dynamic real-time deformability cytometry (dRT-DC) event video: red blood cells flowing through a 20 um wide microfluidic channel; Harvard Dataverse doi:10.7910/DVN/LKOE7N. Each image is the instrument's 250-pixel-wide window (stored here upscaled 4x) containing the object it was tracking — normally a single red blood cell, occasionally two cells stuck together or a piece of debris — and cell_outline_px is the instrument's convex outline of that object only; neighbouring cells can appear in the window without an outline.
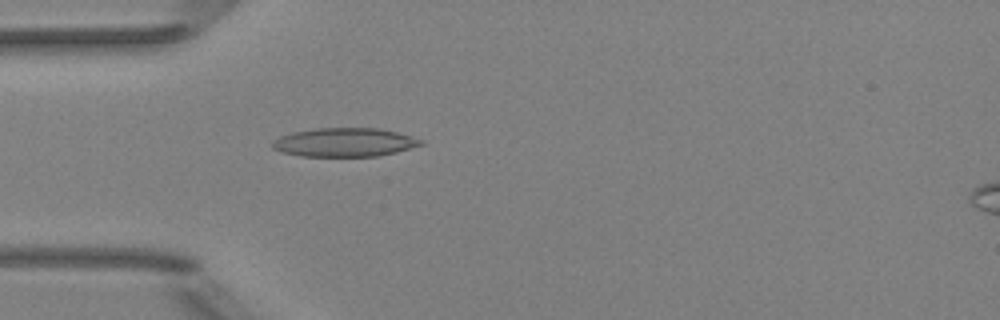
{"species": "Egyptian fruit bat (a non-hibernating species)", "species_latin": "Rousettus aegyptiacus", "temperature_condition": "room temperature", "stored_images_in_passage": 51, "camera_frame_rate_fps": 3000, "um_per_image_px": 0.085, "animal": {"sex": "female"}, "frame": {"image": 1, "passage_image": 15, "time_ms": 4.667, "image_size_px": [1000, 320], "cell_outline_px": [[424, 144], [396, 152], [376, 156], [300, 156], [280, 152], [272, 148], [272, 140], [280, 136], [292, 132], [316, 128], [380, 128], [396, 132], [424, 140]], "centroid_in_image_um": [29.25, 12.09], "position_along_channel_um": 55.7, "area_um2": 24.91}}
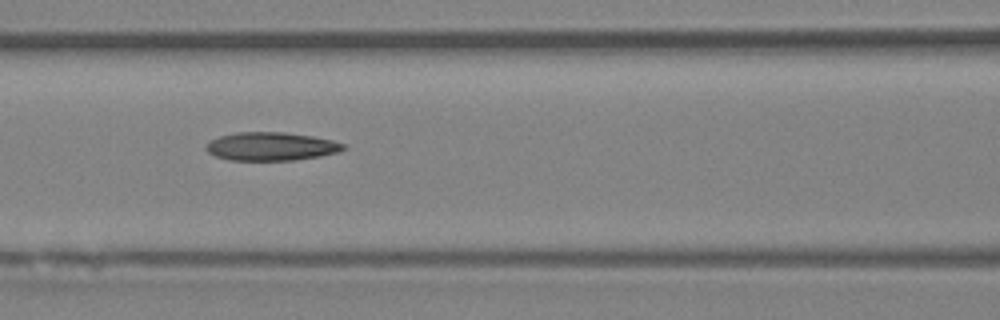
{"frame": {"image": 2, "passage_image": 22, "time_ms": 7.0, "image_size_px": [1000, 320], "cell_outline_px": [[348, 148], [340, 152], [320, 156], [296, 160], [228, 160], [216, 156], [208, 152], [204, 148], [212, 140], [220, 136], [240, 132], [284, 132], [312, 136], [332, 140], [344, 144]], "centroid_in_image_um": [23.09, 12.45], "position_along_channel_um": 143.5, "area_um2": 22.66}}
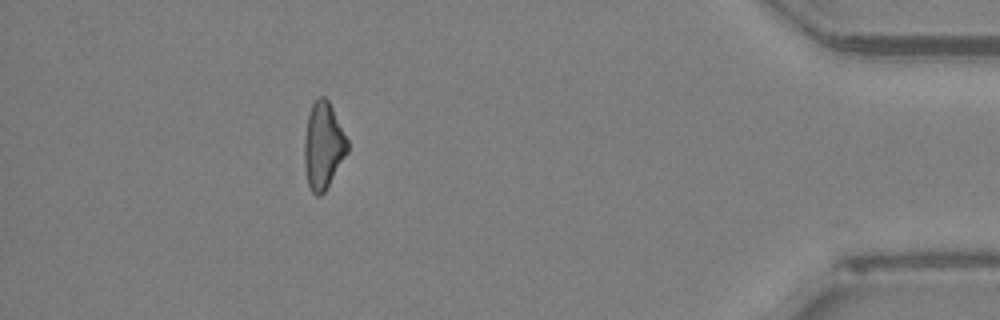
{"frame": {"image": 3, "passage_image": 46, "time_ms": 15.0, "image_size_px": [1000, 320], "cell_outline_px": [[348, 152], [324, 192], [320, 196], [316, 196], [312, 192], [308, 184], [304, 164], [304, 140], [308, 112], [312, 104], [320, 96], [324, 96], [328, 100], [348, 140]], "centroid_in_image_um": [27.46, 12.38], "position_along_channel_um": 407.7, "area_um2": 21.68}, "authors_computed_cell_mechanics": {"area_um2": 22.7732, "velocity_mm_per_s": 3.9858, "shape_relaxation_time_tau1_ms": null, "shape_relaxation_time_tau2_ms": 8.1146, "deformation_change_tau1": null, "deformation_change_tau2": 0.194}}